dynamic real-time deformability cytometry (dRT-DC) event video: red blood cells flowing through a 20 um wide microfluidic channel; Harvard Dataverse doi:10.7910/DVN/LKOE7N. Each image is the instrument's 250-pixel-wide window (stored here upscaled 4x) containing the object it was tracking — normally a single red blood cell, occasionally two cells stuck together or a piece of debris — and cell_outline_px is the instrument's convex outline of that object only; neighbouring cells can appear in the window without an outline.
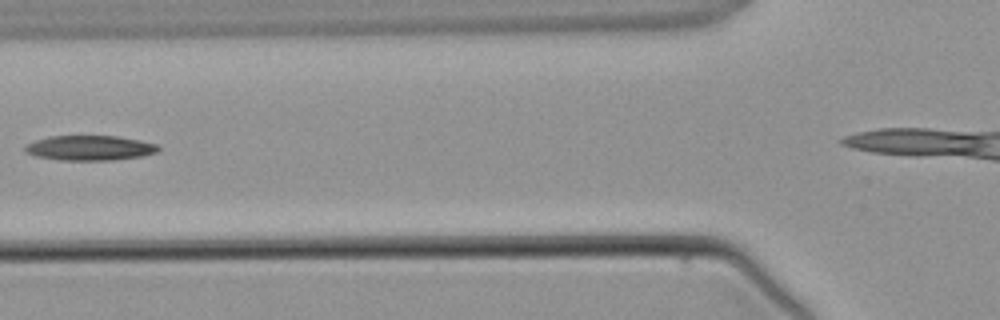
{"species": "common noctule bat (a hibernating species)", "species_latin": "Nyctalus noctula", "temperature_condition": "warm", "stored_images_in_passage": 7, "camera_frame_rate_fps": 3000, "um_per_image_px": 0.085, "animal": {"sex": "male", "body_mass_g": 21.5, "forearm_length_mm": 52.0}, "frame": {"image": 1, "passage_image": 3, "time_ms": 2.667, "image_size_px": [1000, 320], "cell_outline_px": [[160, 148], [156, 152], [144, 156], [112, 160], [60, 160], [36, 156], [24, 152], [24, 148], [28, 144], [36, 140], [48, 136], [116, 136], [140, 140], [156, 144]], "centroid_in_image_um": [7.63, 12.58], "position_along_channel_um": 118.2, "area_um2": 19.31}}